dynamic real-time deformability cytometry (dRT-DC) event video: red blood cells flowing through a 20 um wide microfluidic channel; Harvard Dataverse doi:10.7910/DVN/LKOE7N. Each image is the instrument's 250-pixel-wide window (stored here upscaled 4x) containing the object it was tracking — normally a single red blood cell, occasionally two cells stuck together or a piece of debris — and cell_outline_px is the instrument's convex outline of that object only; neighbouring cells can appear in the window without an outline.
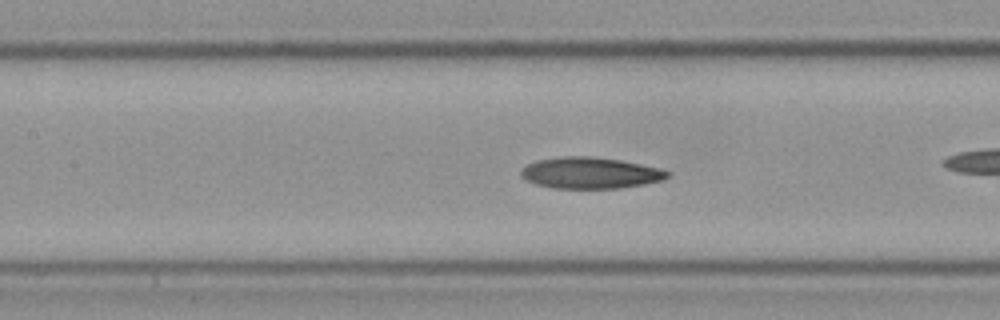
{"species": "Egyptian fruit bat (a non-hibernating species)", "species_latin": "Rousettus aegyptiacus", "temperature_condition": "cold", "stored_images_in_passage": 44, "camera_frame_rate_fps": 3000, "um_per_image_px": 0.085, "frame": {"image": 1, "passage_image": 13, "time_ms": 4.0, "image_size_px": [1000, 320], "cell_outline_px": [[668, 176], [660, 180], [644, 184], [620, 188], [552, 188], [536, 184], [524, 180], [520, 176], [520, 172], [528, 164], [536, 160], [560, 156], [592, 156], [620, 160], [660, 168], [668, 172]], "centroid_in_image_um": [50.11, 14.69], "position_along_channel_um": 157.3, "area_um2": 26.65}}
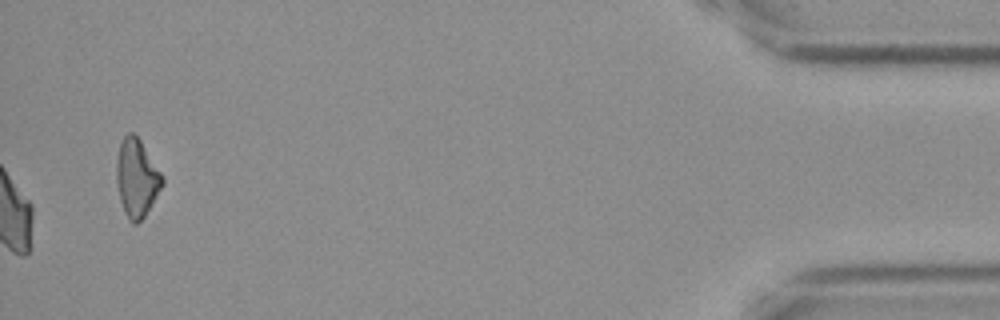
{"frame": {"image": 2, "passage_image": 44, "time_ms": 14.333, "image_size_px": [1000, 320], "cell_outline_px": [[164, 184], [144, 216], [136, 224], [132, 224], [128, 220], [124, 212], [120, 200], [116, 180], [116, 160], [120, 144], [124, 136], [128, 132], [132, 132], [140, 140], [164, 176]], "centroid_in_image_um": [11.62, 15.13], "position_along_channel_um": 423.6, "area_um2": 20.81}}